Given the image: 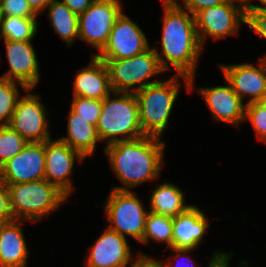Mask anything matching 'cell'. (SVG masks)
I'll return each mask as SVG.
<instances>
[{
	"instance_id": "1",
	"label": "cell",
	"mask_w": 266,
	"mask_h": 267,
	"mask_svg": "<svg viewBox=\"0 0 266 267\" xmlns=\"http://www.w3.org/2000/svg\"><path fill=\"white\" fill-rule=\"evenodd\" d=\"M163 6L162 55L156 48L154 51L165 72L171 69L169 66L172 65L176 70V75L190 78L189 92H191L194 89L198 58L203 52L194 15L183 9L184 7L177 2L164 3Z\"/></svg>"
},
{
	"instance_id": "2",
	"label": "cell",
	"mask_w": 266,
	"mask_h": 267,
	"mask_svg": "<svg viewBox=\"0 0 266 267\" xmlns=\"http://www.w3.org/2000/svg\"><path fill=\"white\" fill-rule=\"evenodd\" d=\"M161 140L158 137L143 136L105 145L104 152L110 166L124 184L111 189L130 191V188L158 179L166 147Z\"/></svg>"
},
{
	"instance_id": "3",
	"label": "cell",
	"mask_w": 266,
	"mask_h": 267,
	"mask_svg": "<svg viewBox=\"0 0 266 267\" xmlns=\"http://www.w3.org/2000/svg\"><path fill=\"white\" fill-rule=\"evenodd\" d=\"M179 78L184 80L189 92L190 78L174 74L167 80L150 84L134 93L139 106L141 129L145 136L162 137L180 93Z\"/></svg>"
},
{
	"instance_id": "4",
	"label": "cell",
	"mask_w": 266,
	"mask_h": 267,
	"mask_svg": "<svg viewBox=\"0 0 266 267\" xmlns=\"http://www.w3.org/2000/svg\"><path fill=\"white\" fill-rule=\"evenodd\" d=\"M111 94L115 97L112 98ZM96 129L100 140H106V145L145 136L140 125L135 94L114 91L105 97Z\"/></svg>"
},
{
	"instance_id": "5",
	"label": "cell",
	"mask_w": 266,
	"mask_h": 267,
	"mask_svg": "<svg viewBox=\"0 0 266 267\" xmlns=\"http://www.w3.org/2000/svg\"><path fill=\"white\" fill-rule=\"evenodd\" d=\"M13 219L40 221L68 200V196L46 179L7 185Z\"/></svg>"
},
{
	"instance_id": "6",
	"label": "cell",
	"mask_w": 266,
	"mask_h": 267,
	"mask_svg": "<svg viewBox=\"0 0 266 267\" xmlns=\"http://www.w3.org/2000/svg\"><path fill=\"white\" fill-rule=\"evenodd\" d=\"M108 71L109 82L114 92L135 93L142 88L161 80H150L165 72L154 48L128 59H101ZM131 89V91H130Z\"/></svg>"
},
{
	"instance_id": "7",
	"label": "cell",
	"mask_w": 266,
	"mask_h": 267,
	"mask_svg": "<svg viewBox=\"0 0 266 267\" xmlns=\"http://www.w3.org/2000/svg\"><path fill=\"white\" fill-rule=\"evenodd\" d=\"M103 208L109 224L108 229L126 238L142 242L149 210L143 207V200L130 191L111 189Z\"/></svg>"
},
{
	"instance_id": "8",
	"label": "cell",
	"mask_w": 266,
	"mask_h": 267,
	"mask_svg": "<svg viewBox=\"0 0 266 267\" xmlns=\"http://www.w3.org/2000/svg\"><path fill=\"white\" fill-rule=\"evenodd\" d=\"M120 0H95L78 15L79 39L101 51L107 44L115 20L123 11Z\"/></svg>"
},
{
	"instance_id": "9",
	"label": "cell",
	"mask_w": 266,
	"mask_h": 267,
	"mask_svg": "<svg viewBox=\"0 0 266 267\" xmlns=\"http://www.w3.org/2000/svg\"><path fill=\"white\" fill-rule=\"evenodd\" d=\"M26 92L28 93L25 96H20L17 99L8 126L28 143L45 142L51 139L45 105L38 100L40 95L31 93V88H28Z\"/></svg>"
},
{
	"instance_id": "10",
	"label": "cell",
	"mask_w": 266,
	"mask_h": 267,
	"mask_svg": "<svg viewBox=\"0 0 266 267\" xmlns=\"http://www.w3.org/2000/svg\"><path fill=\"white\" fill-rule=\"evenodd\" d=\"M194 20L199 40L204 48L207 35L214 40L237 35L241 23H247V14L228 0L224 4L198 11L194 15Z\"/></svg>"
},
{
	"instance_id": "11",
	"label": "cell",
	"mask_w": 266,
	"mask_h": 267,
	"mask_svg": "<svg viewBox=\"0 0 266 267\" xmlns=\"http://www.w3.org/2000/svg\"><path fill=\"white\" fill-rule=\"evenodd\" d=\"M150 47L140 26L122 11L115 20L107 44L100 54L94 55L99 59H128L145 52Z\"/></svg>"
},
{
	"instance_id": "12",
	"label": "cell",
	"mask_w": 266,
	"mask_h": 267,
	"mask_svg": "<svg viewBox=\"0 0 266 267\" xmlns=\"http://www.w3.org/2000/svg\"><path fill=\"white\" fill-rule=\"evenodd\" d=\"M259 66L251 63L220 64V69L233 91L245 104L261 102L266 97V60L257 58Z\"/></svg>"
},
{
	"instance_id": "13",
	"label": "cell",
	"mask_w": 266,
	"mask_h": 267,
	"mask_svg": "<svg viewBox=\"0 0 266 267\" xmlns=\"http://www.w3.org/2000/svg\"><path fill=\"white\" fill-rule=\"evenodd\" d=\"M45 171L44 179L56 185L68 197L73 191L70 174L75 166V161L86 159L80 152L72 149L60 139H49L44 142ZM77 160H76V159Z\"/></svg>"
},
{
	"instance_id": "14",
	"label": "cell",
	"mask_w": 266,
	"mask_h": 267,
	"mask_svg": "<svg viewBox=\"0 0 266 267\" xmlns=\"http://www.w3.org/2000/svg\"><path fill=\"white\" fill-rule=\"evenodd\" d=\"M44 142L28 143L15 157L0 167V179L6 184L44 179Z\"/></svg>"
},
{
	"instance_id": "15",
	"label": "cell",
	"mask_w": 266,
	"mask_h": 267,
	"mask_svg": "<svg viewBox=\"0 0 266 267\" xmlns=\"http://www.w3.org/2000/svg\"><path fill=\"white\" fill-rule=\"evenodd\" d=\"M209 227L206 214L195 205L173 218V248H169L176 254L173 258H187L201 244Z\"/></svg>"
},
{
	"instance_id": "16",
	"label": "cell",
	"mask_w": 266,
	"mask_h": 267,
	"mask_svg": "<svg viewBox=\"0 0 266 267\" xmlns=\"http://www.w3.org/2000/svg\"><path fill=\"white\" fill-rule=\"evenodd\" d=\"M9 69L1 78L22 83L27 89L38 84L40 67L31 41L4 40Z\"/></svg>"
},
{
	"instance_id": "17",
	"label": "cell",
	"mask_w": 266,
	"mask_h": 267,
	"mask_svg": "<svg viewBox=\"0 0 266 267\" xmlns=\"http://www.w3.org/2000/svg\"><path fill=\"white\" fill-rule=\"evenodd\" d=\"M90 250L86 267H127L133 258L127 238L108 228Z\"/></svg>"
},
{
	"instance_id": "18",
	"label": "cell",
	"mask_w": 266,
	"mask_h": 267,
	"mask_svg": "<svg viewBox=\"0 0 266 267\" xmlns=\"http://www.w3.org/2000/svg\"><path fill=\"white\" fill-rule=\"evenodd\" d=\"M197 88L216 121L239 126L245 121L243 101L233 91L231 85Z\"/></svg>"
},
{
	"instance_id": "19",
	"label": "cell",
	"mask_w": 266,
	"mask_h": 267,
	"mask_svg": "<svg viewBox=\"0 0 266 267\" xmlns=\"http://www.w3.org/2000/svg\"><path fill=\"white\" fill-rule=\"evenodd\" d=\"M73 81V97L103 100L112 89L104 62L92 54L91 63L79 70Z\"/></svg>"
},
{
	"instance_id": "20",
	"label": "cell",
	"mask_w": 266,
	"mask_h": 267,
	"mask_svg": "<svg viewBox=\"0 0 266 267\" xmlns=\"http://www.w3.org/2000/svg\"><path fill=\"white\" fill-rule=\"evenodd\" d=\"M22 222L13 219L0 223V267H27L29 250L19 224Z\"/></svg>"
},
{
	"instance_id": "21",
	"label": "cell",
	"mask_w": 266,
	"mask_h": 267,
	"mask_svg": "<svg viewBox=\"0 0 266 267\" xmlns=\"http://www.w3.org/2000/svg\"><path fill=\"white\" fill-rule=\"evenodd\" d=\"M68 137L59 139L66 143L72 149L80 152L85 158L93 155L96 150L97 142L101 141L96 125L89 124L80 115L69 110L67 123Z\"/></svg>"
},
{
	"instance_id": "22",
	"label": "cell",
	"mask_w": 266,
	"mask_h": 267,
	"mask_svg": "<svg viewBox=\"0 0 266 267\" xmlns=\"http://www.w3.org/2000/svg\"><path fill=\"white\" fill-rule=\"evenodd\" d=\"M185 195L174 183H162L152 190L149 211L171 218L177 217L192 205L185 204Z\"/></svg>"
},
{
	"instance_id": "23",
	"label": "cell",
	"mask_w": 266,
	"mask_h": 267,
	"mask_svg": "<svg viewBox=\"0 0 266 267\" xmlns=\"http://www.w3.org/2000/svg\"><path fill=\"white\" fill-rule=\"evenodd\" d=\"M47 8L51 27L67 43V47H70L79 39L78 14L59 0H54Z\"/></svg>"
},
{
	"instance_id": "24",
	"label": "cell",
	"mask_w": 266,
	"mask_h": 267,
	"mask_svg": "<svg viewBox=\"0 0 266 267\" xmlns=\"http://www.w3.org/2000/svg\"><path fill=\"white\" fill-rule=\"evenodd\" d=\"M38 31L36 17L1 16L0 38L11 41H31Z\"/></svg>"
},
{
	"instance_id": "25",
	"label": "cell",
	"mask_w": 266,
	"mask_h": 267,
	"mask_svg": "<svg viewBox=\"0 0 266 267\" xmlns=\"http://www.w3.org/2000/svg\"><path fill=\"white\" fill-rule=\"evenodd\" d=\"M173 218L148 212L142 244L150 240L163 242L167 248H173Z\"/></svg>"
},
{
	"instance_id": "26",
	"label": "cell",
	"mask_w": 266,
	"mask_h": 267,
	"mask_svg": "<svg viewBox=\"0 0 266 267\" xmlns=\"http://www.w3.org/2000/svg\"><path fill=\"white\" fill-rule=\"evenodd\" d=\"M18 85L21 89L27 90L22 83L0 77V125L10 123L17 99L20 97Z\"/></svg>"
},
{
	"instance_id": "27",
	"label": "cell",
	"mask_w": 266,
	"mask_h": 267,
	"mask_svg": "<svg viewBox=\"0 0 266 267\" xmlns=\"http://www.w3.org/2000/svg\"><path fill=\"white\" fill-rule=\"evenodd\" d=\"M28 142L8 125H0V167L15 157Z\"/></svg>"
},
{
	"instance_id": "28",
	"label": "cell",
	"mask_w": 266,
	"mask_h": 267,
	"mask_svg": "<svg viewBox=\"0 0 266 267\" xmlns=\"http://www.w3.org/2000/svg\"><path fill=\"white\" fill-rule=\"evenodd\" d=\"M70 109L89 124L96 125L102 109V100L73 97Z\"/></svg>"
},
{
	"instance_id": "29",
	"label": "cell",
	"mask_w": 266,
	"mask_h": 267,
	"mask_svg": "<svg viewBox=\"0 0 266 267\" xmlns=\"http://www.w3.org/2000/svg\"><path fill=\"white\" fill-rule=\"evenodd\" d=\"M246 120L251 122L258 139L266 142V107L261 102L246 104Z\"/></svg>"
},
{
	"instance_id": "30",
	"label": "cell",
	"mask_w": 266,
	"mask_h": 267,
	"mask_svg": "<svg viewBox=\"0 0 266 267\" xmlns=\"http://www.w3.org/2000/svg\"><path fill=\"white\" fill-rule=\"evenodd\" d=\"M1 16L37 17L27 0H0Z\"/></svg>"
},
{
	"instance_id": "31",
	"label": "cell",
	"mask_w": 266,
	"mask_h": 267,
	"mask_svg": "<svg viewBox=\"0 0 266 267\" xmlns=\"http://www.w3.org/2000/svg\"><path fill=\"white\" fill-rule=\"evenodd\" d=\"M246 14V25L250 27V30L256 32L266 40V10H247ZM265 57L266 54L260 58Z\"/></svg>"
},
{
	"instance_id": "32",
	"label": "cell",
	"mask_w": 266,
	"mask_h": 267,
	"mask_svg": "<svg viewBox=\"0 0 266 267\" xmlns=\"http://www.w3.org/2000/svg\"><path fill=\"white\" fill-rule=\"evenodd\" d=\"M13 220L7 185L0 179V223Z\"/></svg>"
},
{
	"instance_id": "33",
	"label": "cell",
	"mask_w": 266,
	"mask_h": 267,
	"mask_svg": "<svg viewBox=\"0 0 266 267\" xmlns=\"http://www.w3.org/2000/svg\"><path fill=\"white\" fill-rule=\"evenodd\" d=\"M227 1L228 0H183L182 6L192 15H195L198 11L215 5L224 4Z\"/></svg>"
},
{
	"instance_id": "34",
	"label": "cell",
	"mask_w": 266,
	"mask_h": 267,
	"mask_svg": "<svg viewBox=\"0 0 266 267\" xmlns=\"http://www.w3.org/2000/svg\"><path fill=\"white\" fill-rule=\"evenodd\" d=\"M72 12L81 14L85 12L95 0H61Z\"/></svg>"
},
{
	"instance_id": "35",
	"label": "cell",
	"mask_w": 266,
	"mask_h": 267,
	"mask_svg": "<svg viewBox=\"0 0 266 267\" xmlns=\"http://www.w3.org/2000/svg\"><path fill=\"white\" fill-rule=\"evenodd\" d=\"M134 260L131 263V267H161L157 259H153L141 252Z\"/></svg>"
},
{
	"instance_id": "36",
	"label": "cell",
	"mask_w": 266,
	"mask_h": 267,
	"mask_svg": "<svg viewBox=\"0 0 266 267\" xmlns=\"http://www.w3.org/2000/svg\"><path fill=\"white\" fill-rule=\"evenodd\" d=\"M32 10L38 15H42L41 11L47 8L54 0H27Z\"/></svg>"
},
{
	"instance_id": "37",
	"label": "cell",
	"mask_w": 266,
	"mask_h": 267,
	"mask_svg": "<svg viewBox=\"0 0 266 267\" xmlns=\"http://www.w3.org/2000/svg\"><path fill=\"white\" fill-rule=\"evenodd\" d=\"M217 251L214 252V254L212 255V258L209 261L208 267H216L220 262L230 259L233 254L232 252L225 253L220 250H217Z\"/></svg>"
},
{
	"instance_id": "38",
	"label": "cell",
	"mask_w": 266,
	"mask_h": 267,
	"mask_svg": "<svg viewBox=\"0 0 266 267\" xmlns=\"http://www.w3.org/2000/svg\"><path fill=\"white\" fill-rule=\"evenodd\" d=\"M231 3L239 6L242 8L245 12L251 7L252 3H250V0H229Z\"/></svg>"
},
{
	"instance_id": "39",
	"label": "cell",
	"mask_w": 266,
	"mask_h": 267,
	"mask_svg": "<svg viewBox=\"0 0 266 267\" xmlns=\"http://www.w3.org/2000/svg\"><path fill=\"white\" fill-rule=\"evenodd\" d=\"M190 260H188V262H191L190 263V267L192 266V267H194V266H196V264L194 263V260H192L191 258H189ZM170 261H172V259H170V260H168L167 262L166 261H162L161 259L159 260V263H160V265H161V267H173V264H172V262H170ZM193 263V264H192ZM192 264V265H191ZM181 267V266H180ZM189 267V266H188Z\"/></svg>"
},
{
	"instance_id": "40",
	"label": "cell",
	"mask_w": 266,
	"mask_h": 267,
	"mask_svg": "<svg viewBox=\"0 0 266 267\" xmlns=\"http://www.w3.org/2000/svg\"><path fill=\"white\" fill-rule=\"evenodd\" d=\"M261 6L252 4L248 10H266V0H258Z\"/></svg>"
},
{
	"instance_id": "41",
	"label": "cell",
	"mask_w": 266,
	"mask_h": 267,
	"mask_svg": "<svg viewBox=\"0 0 266 267\" xmlns=\"http://www.w3.org/2000/svg\"><path fill=\"white\" fill-rule=\"evenodd\" d=\"M231 259H228L226 261L220 262L216 267H230L229 262Z\"/></svg>"
},
{
	"instance_id": "42",
	"label": "cell",
	"mask_w": 266,
	"mask_h": 267,
	"mask_svg": "<svg viewBox=\"0 0 266 267\" xmlns=\"http://www.w3.org/2000/svg\"><path fill=\"white\" fill-rule=\"evenodd\" d=\"M164 3H176V0H163Z\"/></svg>"
},
{
	"instance_id": "43",
	"label": "cell",
	"mask_w": 266,
	"mask_h": 267,
	"mask_svg": "<svg viewBox=\"0 0 266 267\" xmlns=\"http://www.w3.org/2000/svg\"><path fill=\"white\" fill-rule=\"evenodd\" d=\"M261 103L266 107V97L261 101Z\"/></svg>"
}]
</instances>
